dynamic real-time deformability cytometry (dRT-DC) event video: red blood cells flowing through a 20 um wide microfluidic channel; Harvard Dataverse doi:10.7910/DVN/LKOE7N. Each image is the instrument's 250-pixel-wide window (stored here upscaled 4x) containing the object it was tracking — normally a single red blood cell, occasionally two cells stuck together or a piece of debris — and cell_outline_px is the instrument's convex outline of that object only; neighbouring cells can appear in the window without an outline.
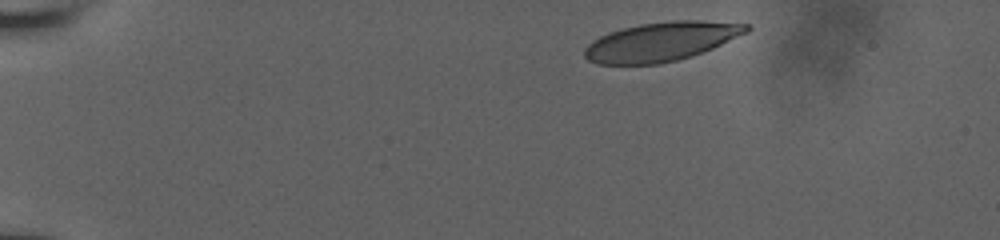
{"species": "human", "species_latin": "Homo sapiens", "temperature_condition": "room temperature", "stored_images_in_passage": 13, "camera_frame_rate_fps": 3000, "um_per_image_px": 0.085, "donor": {"sex": "male"}, "frame": {"image": 1, "passage_image": 1, "time_ms": 0.0, "image_size_px": [1000, 240], "cell_outline_px": [[752, 28], [748, 32], [712, 48], [692, 56], [660, 64], [596, 64], [588, 60], [584, 56], [584, 48], [592, 40], [608, 32], [640, 24], [672, 20], [700, 20], [748, 24]], "centroid_in_image_um": [56.19, 3.53], "position_along_channel_um": 28.8, "area_um2": 36.82}}
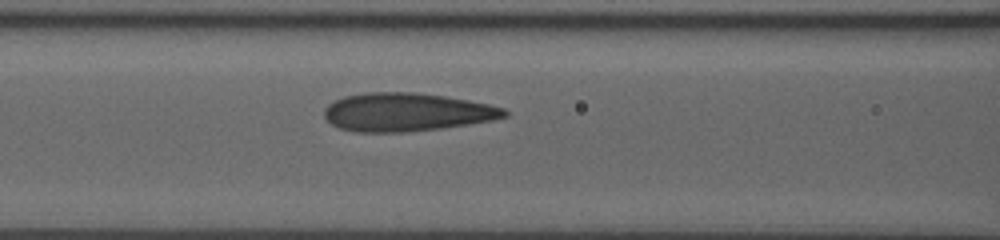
{"frame": {"image": 2, "passage_image": 8, "time_ms": 5.333, "image_size_px": [1000, 240], "cell_outline_px": [[508, 116], [492, 120], [468, 124], [440, 128], [404, 132], [356, 132], [340, 128], [332, 124], [324, 116], [324, 108], [328, 104], [344, 96], [368, 92], [412, 92], [444, 96], [468, 100], [488, 104], [504, 108], [508, 112]], "centroid_in_image_um": [34.55, 9.53], "position_along_channel_um": 132.1, "area_um2": 40.06}}
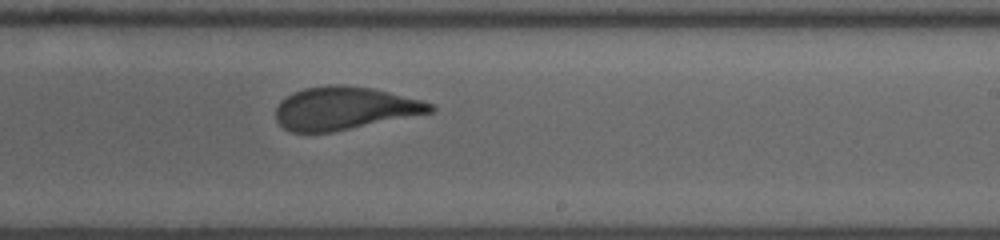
{"frame": {"image": 3, "passage_image": 13, "time_ms": 8.667, "image_size_px": [1000, 240], "cell_outline_px": [[436, 108], [432, 112], [332, 132], [292, 132], [284, 128], [276, 120], [276, 108], [280, 100], [292, 92], [304, 88], [328, 84], [344, 84], [372, 88], [420, 100], [432, 104]], "centroid_in_image_um": [29.23, 9.19], "position_along_channel_um": 259.8, "area_um2": 38.49}}